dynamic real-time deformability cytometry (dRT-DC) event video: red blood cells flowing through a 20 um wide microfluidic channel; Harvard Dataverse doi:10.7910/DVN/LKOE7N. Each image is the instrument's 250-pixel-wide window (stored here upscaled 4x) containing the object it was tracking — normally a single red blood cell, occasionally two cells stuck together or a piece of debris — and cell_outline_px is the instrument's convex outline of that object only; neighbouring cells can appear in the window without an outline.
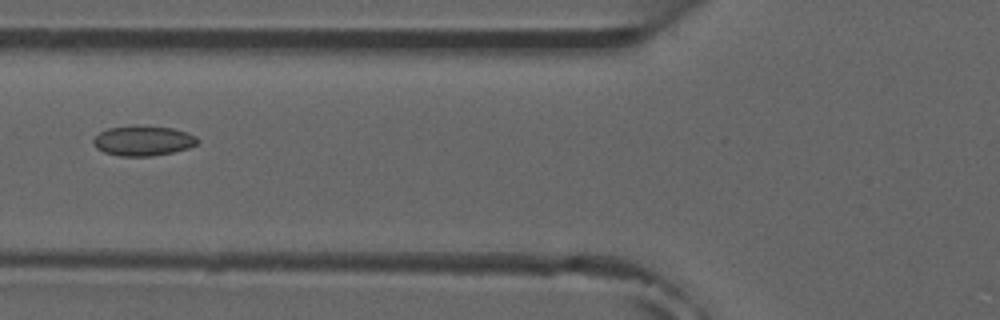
{"species": "common noctule bat (a hibernating species)", "species_latin": "Nyctalus noctula", "temperature_condition": "room temperature", "stored_images_in_passage": 7, "camera_frame_rate_fps": 3000, "um_per_image_px": 0.085, "animal": {"sex": "male", "forearm_length_mm": 52.5}, "frame": {"image": 1, "passage_image": 6, "time_ms": 6.0, "image_size_px": [1000, 320], "cell_outline_px": [[200, 140], [196, 144], [188, 148], [172, 152], [152, 156], [120, 156], [104, 152], [96, 148], [92, 144], [92, 140], [100, 132], [108, 128], [136, 124], [172, 128], [188, 132], [196, 136]], "centroid_in_image_um": [12.15, 11.94], "position_along_channel_um": 113.6, "area_um2": 18.5}}
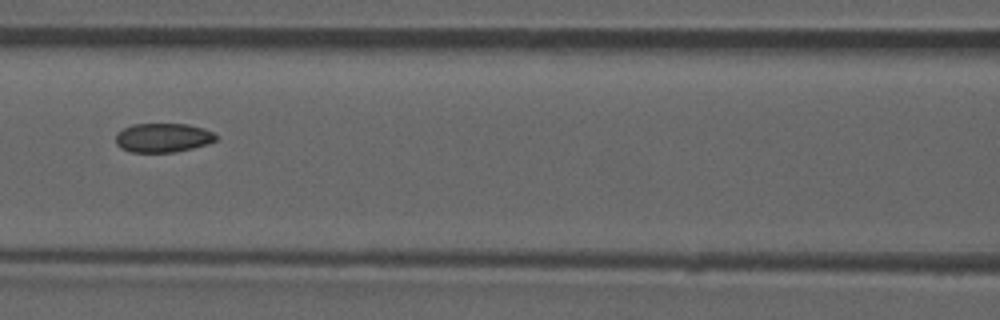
{"frame": {"image": 2, "passage_image": 7, "time_ms": 7.0, "image_size_px": [1000, 320], "cell_outline_px": [[216, 140], [208, 144], [192, 148], [172, 152], [132, 152], [120, 148], [116, 144], [116, 132], [132, 124], [188, 124], [204, 128], [216, 132]], "centroid_in_image_um": [13.86, 11.7], "position_along_channel_um": 152.7, "area_um2": 17.11}}